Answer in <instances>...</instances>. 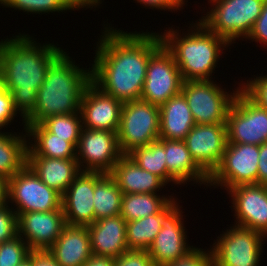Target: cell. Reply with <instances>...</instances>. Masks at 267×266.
Wrapping results in <instances>:
<instances>
[{
	"label": "cell",
	"mask_w": 267,
	"mask_h": 266,
	"mask_svg": "<svg viewBox=\"0 0 267 266\" xmlns=\"http://www.w3.org/2000/svg\"><path fill=\"white\" fill-rule=\"evenodd\" d=\"M173 198L159 213L127 222L126 241L128 250H148L161 230L162 217L177 203Z\"/></svg>",
	"instance_id": "cell-29"
},
{
	"label": "cell",
	"mask_w": 267,
	"mask_h": 266,
	"mask_svg": "<svg viewBox=\"0 0 267 266\" xmlns=\"http://www.w3.org/2000/svg\"><path fill=\"white\" fill-rule=\"evenodd\" d=\"M180 208L183 207L177 202L162 217V228L147 250L155 266H164L174 262L194 248L187 242L184 212Z\"/></svg>",
	"instance_id": "cell-14"
},
{
	"label": "cell",
	"mask_w": 267,
	"mask_h": 266,
	"mask_svg": "<svg viewBox=\"0 0 267 266\" xmlns=\"http://www.w3.org/2000/svg\"><path fill=\"white\" fill-rule=\"evenodd\" d=\"M0 133V177L9 180L27 164V132Z\"/></svg>",
	"instance_id": "cell-27"
},
{
	"label": "cell",
	"mask_w": 267,
	"mask_h": 266,
	"mask_svg": "<svg viewBox=\"0 0 267 266\" xmlns=\"http://www.w3.org/2000/svg\"><path fill=\"white\" fill-rule=\"evenodd\" d=\"M122 106V101L102 92L91 82L80 104L82 128L118 132Z\"/></svg>",
	"instance_id": "cell-17"
},
{
	"label": "cell",
	"mask_w": 267,
	"mask_h": 266,
	"mask_svg": "<svg viewBox=\"0 0 267 266\" xmlns=\"http://www.w3.org/2000/svg\"><path fill=\"white\" fill-rule=\"evenodd\" d=\"M159 193L122 194L120 215L126 222L159 213L174 197Z\"/></svg>",
	"instance_id": "cell-30"
},
{
	"label": "cell",
	"mask_w": 267,
	"mask_h": 266,
	"mask_svg": "<svg viewBox=\"0 0 267 266\" xmlns=\"http://www.w3.org/2000/svg\"><path fill=\"white\" fill-rule=\"evenodd\" d=\"M9 205L8 180L0 177V209Z\"/></svg>",
	"instance_id": "cell-45"
},
{
	"label": "cell",
	"mask_w": 267,
	"mask_h": 266,
	"mask_svg": "<svg viewBox=\"0 0 267 266\" xmlns=\"http://www.w3.org/2000/svg\"><path fill=\"white\" fill-rule=\"evenodd\" d=\"M122 191L109 173L94 172L95 221L121 212Z\"/></svg>",
	"instance_id": "cell-28"
},
{
	"label": "cell",
	"mask_w": 267,
	"mask_h": 266,
	"mask_svg": "<svg viewBox=\"0 0 267 266\" xmlns=\"http://www.w3.org/2000/svg\"><path fill=\"white\" fill-rule=\"evenodd\" d=\"M165 158L168 174L179 184H203L208 187L209 176L192 158L184 141L164 139Z\"/></svg>",
	"instance_id": "cell-24"
},
{
	"label": "cell",
	"mask_w": 267,
	"mask_h": 266,
	"mask_svg": "<svg viewBox=\"0 0 267 266\" xmlns=\"http://www.w3.org/2000/svg\"><path fill=\"white\" fill-rule=\"evenodd\" d=\"M11 208V209H10ZM18 235L17 214L9 205L0 209V243Z\"/></svg>",
	"instance_id": "cell-37"
},
{
	"label": "cell",
	"mask_w": 267,
	"mask_h": 266,
	"mask_svg": "<svg viewBox=\"0 0 267 266\" xmlns=\"http://www.w3.org/2000/svg\"><path fill=\"white\" fill-rule=\"evenodd\" d=\"M110 25H102L91 64V82L123 103L139 100L149 58L162 45L161 36L153 31L125 32Z\"/></svg>",
	"instance_id": "cell-1"
},
{
	"label": "cell",
	"mask_w": 267,
	"mask_h": 266,
	"mask_svg": "<svg viewBox=\"0 0 267 266\" xmlns=\"http://www.w3.org/2000/svg\"><path fill=\"white\" fill-rule=\"evenodd\" d=\"M25 129L28 139L27 156L76 158V147L67 138L50 133L41 123L25 124Z\"/></svg>",
	"instance_id": "cell-26"
},
{
	"label": "cell",
	"mask_w": 267,
	"mask_h": 266,
	"mask_svg": "<svg viewBox=\"0 0 267 266\" xmlns=\"http://www.w3.org/2000/svg\"><path fill=\"white\" fill-rule=\"evenodd\" d=\"M0 5L36 15L82 9L76 0H0Z\"/></svg>",
	"instance_id": "cell-32"
},
{
	"label": "cell",
	"mask_w": 267,
	"mask_h": 266,
	"mask_svg": "<svg viewBox=\"0 0 267 266\" xmlns=\"http://www.w3.org/2000/svg\"><path fill=\"white\" fill-rule=\"evenodd\" d=\"M259 146L227 143L219 167L209 177L208 186L224 188L257 184Z\"/></svg>",
	"instance_id": "cell-11"
},
{
	"label": "cell",
	"mask_w": 267,
	"mask_h": 266,
	"mask_svg": "<svg viewBox=\"0 0 267 266\" xmlns=\"http://www.w3.org/2000/svg\"><path fill=\"white\" fill-rule=\"evenodd\" d=\"M227 143L262 145L267 142V109L238 90L226 119Z\"/></svg>",
	"instance_id": "cell-9"
},
{
	"label": "cell",
	"mask_w": 267,
	"mask_h": 266,
	"mask_svg": "<svg viewBox=\"0 0 267 266\" xmlns=\"http://www.w3.org/2000/svg\"><path fill=\"white\" fill-rule=\"evenodd\" d=\"M220 85L214 80L183 81L181 94L187 101L195 124L226 123L228 110L241 84L232 90L233 93Z\"/></svg>",
	"instance_id": "cell-7"
},
{
	"label": "cell",
	"mask_w": 267,
	"mask_h": 266,
	"mask_svg": "<svg viewBox=\"0 0 267 266\" xmlns=\"http://www.w3.org/2000/svg\"><path fill=\"white\" fill-rule=\"evenodd\" d=\"M77 3L84 9H89L90 10L94 8H99L100 4H102V0H76Z\"/></svg>",
	"instance_id": "cell-46"
},
{
	"label": "cell",
	"mask_w": 267,
	"mask_h": 266,
	"mask_svg": "<svg viewBox=\"0 0 267 266\" xmlns=\"http://www.w3.org/2000/svg\"><path fill=\"white\" fill-rule=\"evenodd\" d=\"M69 53L63 52L48 68L37 91L35 109L25 124H39L53 115L80 112L86 87L91 83V68H80Z\"/></svg>",
	"instance_id": "cell-3"
},
{
	"label": "cell",
	"mask_w": 267,
	"mask_h": 266,
	"mask_svg": "<svg viewBox=\"0 0 267 266\" xmlns=\"http://www.w3.org/2000/svg\"><path fill=\"white\" fill-rule=\"evenodd\" d=\"M30 251L27 243L16 235L0 243V266H18L28 258Z\"/></svg>",
	"instance_id": "cell-34"
},
{
	"label": "cell",
	"mask_w": 267,
	"mask_h": 266,
	"mask_svg": "<svg viewBox=\"0 0 267 266\" xmlns=\"http://www.w3.org/2000/svg\"><path fill=\"white\" fill-rule=\"evenodd\" d=\"M183 141L197 165L210 177L223 158L227 144L226 123L196 124Z\"/></svg>",
	"instance_id": "cell-15"
},
{
	"label": "cell",
	"mask_w": 267,
	"mask_h": 266,
	"mask_svg": "<svg viewBox=\"0 0 267 266\" xmlns=\"http://www.w3.org/2000/svg\"><path fill=\"white\" fill-rule=\"evenodd\" d=\"M33 266H60L47 250H32Z\"/></svg>",
	"instance_id": "cell-43"
},
{
	"label": "cell",
	"mask_w": 267,
	"mask_h": 266,
	"mask_svg": "<svg viewBox=\"0 0 267 266\" xmlns=\"http://www.w3.org/2000/svg\"><path fill=\"white\" fill-rule=\"evenodd\" d=\"M128 156L142 169L160 177L166 184L179 185L167 172L164 139L134 149Z\"/></svg>",
	"instance_id": "cell-31"
},
{
	"label": "cell",
	"mask_w": 267,
	"mask_h": 266,
	"mask_svg": "<svg viewBox=\"0 0 267 266\" xmlns=\"http://www.w3.org/2000/svg\"><path fill=\"white\" fill-rule=\"evenodd\" d=\"M197 21H192L185 34H181V30L179 32L173 26L164 30V33H159L162 44L172 54L183 81L213 80L212 73H215L223 50L231 45Z\"/></svg>",
	"instance_id": "cell-4"
},
{
	"label": "cell",
	"mask_w": 267,
	"mask_h": 266,
	"mask_svg": "<svg viewBox=\"0 0 267 266\" xmlns=\"http://www.w3.org/2000/svg\"><path fill=\"white\" fill-rule=\"evenodd\" d=\"M18 117L14 108L11 93L0 83V133L3 128L11 125L15 117Z\"/></svg>",
	"instance_id": "cell-38"
},
{
	"label": "cell",
	"mask_w": 267,
	"mask_h": 266,
	"mask_svg": "<svg viewBox=\"0 0 267 266\" xmlns=\"http://www.w3.org/2000/svg\"><path fill=\"white\" fill-rule=\"evenodd\" d=\"M209 1L208 4L213 7L198 20L208 30L223 37L232 45L237 39L243 40L251 33L265 0Z\"/></svg>",
	"instance_id": "cell-5"
},
{
	"label": "cell",
	"mask_w": 267,
	"mask_h": 266,
	"mask_svg": "<svg viewBox=\"0 0 267 266\" xmlns=\"http://www.w3.org/2000/svg\"><path fill=\"white\" fill-rule=\"evenodd\" d=\"M159 132V107L141 99L123 103L117 132L122 155H128L134 149L158 140Z\"/></svg>",
	"instance_id": "cell-6"
},
{
	"label": "cell",
	"mask_w": 267,
	"mask_h": 266,
	"mask_svg": "<svg viewBox=\"0 0 267 266\" xmlns=\"http://www.w3.org/2000/svg\"><path fill=\"white\" fill-rule=\"evenodd\" d=\"M164 266H214L213 255L210 249L194 247L186 255Z\"/></svg>",
	"instance_id": "cell-36"
},
{
	"label": "cell",
	"mask_w": 267,
	"mask_h": 266,
	"mask_svg": "<svg viewBox=\"0 0 267 266\" xmlns=\"http://www.w3.org/2000/svg\"><path fill=\"white\" fill-rule=\"evenodd\" d=\"M8 197L17 216L63 210L62 195L43 183L27 164L8 180Z\"/></svg>",
	"instance_id": "cell-10"
},
{
	"label": "cell",
	"mask_w": 267,
	"mask_h": 266,
	"mask_svg": "<svg viewBox=\"0 0 267 266\" xmlns=\"http://www.w3.org/2000/svg\"><path fill=\"white\" fill-rule=\"evenodd\" d=\"M183 79L172 54L162 44L149 58L141 100L161 107L181 93Z\"/></svg>",
	"instance_id": "cell-12"
},
{
	"label": "cell",
	"mask_w": 267,
	"mask_h": 266,
	"mask_svg": "<svg viewBox=\"0 0 267 266\" xmlns=\"http://www.w3.org/2000/svg\"><path fill=\"white\" fill-rule=\"evenodd\" d=\"M17 223L18 235L31 250H48L66 225L63 210L21 213Z\"/></svg>",
	"instance_id": "cell-18"
},
{
	"label": "cell",
	"mask_w": 267,
	"mask_h": 266,
	"mask_svg": "<svg viewBox=\"0 0 267 266\" xmlns=\"http://www.w3.org/2000/svg\"><path fill=\"white\" fill-rule=\"evenodd\" d=\"M257 184L267 186V142L259 146Z\"/></svg>",
	"instance_id": "cell-42"
},
{
	"label": "cell",
	"mask_w": 267,
	"mask_h": 266,
	"mask_svg": "<svg viewBox=\"0 0 267 266\" xmlns=\"http://www.w3.org/2000/svg\"><path fill=\"white\" fill-rule=\"evenodd\" d=\"M234 225L261 232L267 237V186L239 185L230 188Z\"/></svg>",
	"instance_id": "cell-16"
},
{
	"label": "cell",
	"mask_w": 267,
	"mask_h": 266,
	"mask_svg": "<svg viewBox=\"0 0 267 266\" xmlns=\"http://www.w3.org/2000/svg\"><path fill=\"white\" fill-rule=\"evenodd\" d=\"M18 266H33L32 265V250L30 251L28 258L25 259L21 264Z\"/></svg>",
	"instance_id": "cell-47"
},
{
	"label": "cell",
	"mask_w": 267,
	"mask_h": 266,
	"mask_svg": "<svg viewBox=\"0 0 267 266\" xmlns=\"http://www.w3.org/2000/svg\"><path fill=\"white\" fill-rule=\"evenodd\" d=\"M115 258L92 254L82 266H114Z\"/></svg>",
	"instance_id": "cell-44"
},
{
	"label": "cell",
	"mask_w": 267,
	"mask_h": 266,
	"mask_svg": "<svg viewBox=\"0 0 267 266\" xmlns=\"http://www.w3.org/2000/svg\"><path fill=\"white\" fill-rule=\"evenodd\" d=\"M159 110L160 139L183 141L196 125L187 101L181 93L168 99Z\"/></svg>",
	"instance_id": "cell-25"
},
{
	"label": "cell",
	"mask_w": 267,
	"mask_h": 266,
	"mask_svg": "<svg viewBox=\"0 0 267 266\" xmlns=\"http://www.w3.org/2000/svg\"><path fill=\"white\" fill-rule=\"evenodd\" d=\"M136 3L143 4L145 8L148 7V9L152 8L153 9H158L160 10H168L171 12H177V10H181L182 8L184 9L183 6L187 5L185 2H188L186 0H134Z\"/></svg>",
	"instance_id": "cell-41"
},
{
	"label": "cell",
	"mask_w": 267,
	"mask_h": 266,
	"mask_svg": "<svg viewBox=\"0 0 267 266\" xmlns=\"http://www.w3.org/2000/svg\"><path fill=\"white\" fill-rule=\"evenodd\" d=\"M47 251L60 266H82L92 255L87 226L66 224Z\"/></svg>",
	"instance_id": "cell-21"
},
{
	"label": "cell",
	"mask_w": 267,
	"mask_h": 266,
	"mask_svg": "<svg viewBox=\"0 0 267 266\" xmlns=\"http://www.w3.org/2000/svg\"><path fill=\"white\" fill-rule=\"evenodd\" d=\"M50 132L60 138H67L76 148L82 129V118L80 112L62 115H53L41 122Z\"/></svg>",
	"instance_id": "cell-33"
},
{
	"label": "cell",
	"mask_w": 267,
	"mask_h": 266,
	"mask_svg": "<svg viewBox=\"0 0 267 266\" xmlns=\"http://www.w3.org/2000/svg\"><path fill=\"white\" fill-rule=\"evenodd\" d=\"M250 41H254L256 43L265 44L267 46V0L264 1L262 12L258 19L256 20L251 33L246 38Z\"/></svg>",
	"instance_id": "cell-40"
},
{
	"label": "cell",
	"mask_w": 267,
	"mask_h": 266,
	"mask_svg": "<svg viewBox=\"0 0 267 266\" xmlns=\"http://www.w3.org/2000/svg\"><path fill=\"white\" fill-rule=\"evenodd\" d=\"M27 165L48 187L63 195L74 179L82 172L76 158L57 159L44 156H27Z\"/></svg>",
	"instance_id": "cell-22"
},
{
	"label": "cell",
	"mask_w": 267,
	"mask_h": 266,
	"mask_svg": "<svg viewBox=\"0 0 267 266\" xmlns=\"http://www.w3.org/2000/svg\"><path fill=\"white\" fill-rule=\"evenodd\" d=\"M93 195L94 172L82 171L62 195L66 224L89 226L95 221Z\"/></svg>",
	"instance_id": "cell-19"
},
{
	"label": "cell",
	"mask_w": 267,
	"mask_h": 266,
	"mask_svg": "<svg viewBox=\"0 0 267 266\" xmlns=\"http://www.w3.org/2000/svg\"><path fill=\"white\" fill-rule=\"evenodd\" d=\"M114 266H155L147 250H128L115 258Z\"/></svg>",
	"instance_id": "cell-39"
},
{
	"label": "cell",
	"mask_w": 267,
	"mask_h": 266,
	"mask_svg": "<svg viewBox=\"0 0 267 266\" xmlns=\"http://www.w3.org/2000/svg\"><path fill=\"white\" fill-rule=\"evenodd\" d=\"M229 228L210 246L214 266H259L267 237L233 224Z\"/></svg>",
	"instance_id": "cell-8"
},
{
	"label": "cell",
	"mask_w": 267,
	"mask_h": 266,
	"mask_svg": "<svg viewBox=\"0 0 267 266\" xmlns=\"http://www.w3.org/2000/svg\"><path fill=\"white\" fill-rule=\"evenodd\" d=\"M126 224L125 219L118 215L99 219L87 226L92 254L116 258L126 253Z\"/></svg>",
	"instance_id": "cell-20"
},
{
	"label": "cell",
	"mask_w": 267,
	"mask_h": 266,
	"mask_svg": "<svg viewBox=\"0 0 267 266\" xmlns=\"http://www.w3.org/2000/svg\"><path fill=\"white\" fill-rule=\"evenodd\" d=\"M121 156L117 132L81 129L76 148L81 171L110 173Z\"/></svg>",
	"instance_id": "cell-13"
},
{
	"label": "cell",
	"mask_w": 267,
	"mask_h": 266,
	"mask_svg": "<svg viewBox=\"0 0 267 266\" xmlns=\"http://www.w3.org/2000/svg\"><path fill=\"white\" fill-rule=\"evenodd\" d=\"M253 77L241 83V89L258 105L267 109V74ZM243 82V83H242ZM246 82V83H245Z\"/></svg>",
	"instance_id": "cell-35"
},
{
	"label": "cell",
	"mask_w": 267,
	"mask_h": 266,
	"mask_svg": "<svg viewBox=\"0 0 267 266\" xmlns=\"http://www.w3.org/2000/svg\"><path fill=\"white\" fill-rule=\"evenodd\" d=\"M109 174L122 194L157 193L167 185L157 175L139 167L128 155H122Z\"/></svg>",
	"instance_id": "cell-23"
},
{
	"label": "cell",
	"mask_w": 267,
	"mask_h": 266,
	"mask_svg": "<svg viewBox=\"0 0 267 266\" xmlns=\"http://www.w3.org/2000/svg\"><path fill=\"white\" fill-rule=\"evenodd\" d=\"M12 37L0 41V83L11 93L25 129L24 120L35 109L37 91L47 70L64 49L54 42H36L26 33Z\"/></svg>",
	"instance_id": "cell-2"
}]
</instances>
